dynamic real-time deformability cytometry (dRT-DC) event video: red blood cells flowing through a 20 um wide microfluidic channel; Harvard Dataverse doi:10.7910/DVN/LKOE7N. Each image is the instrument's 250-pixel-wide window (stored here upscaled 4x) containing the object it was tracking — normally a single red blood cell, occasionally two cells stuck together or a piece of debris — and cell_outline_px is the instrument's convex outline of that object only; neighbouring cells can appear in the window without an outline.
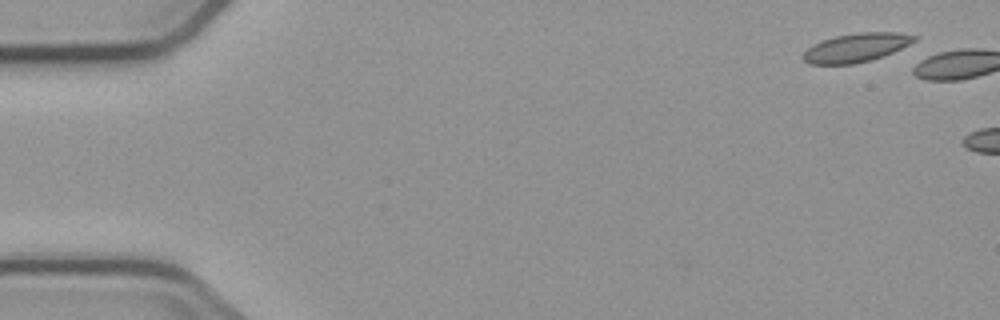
{"species": "common noctule bat (a hibernating species)", "species_latin": "Nyctalus noctula", "temperature_condition": "cold", "stored_images_in_passage": 2, "camera_frame_rate_fps": 3000, "um_per_image_px": 0.085, "animal": {"sex": "male", "body_mass_g": 23.1, "forearm_length_mm": 52.7}, "frame": {"image": 1, "passage_image": 2, "time_ms": 1.333, "image_size_px": [1000, 320], "cell_outline_px": [[920, 36], [916, 40], [884, 56], [872, 60], [852, 64], [808, 64], [804, 60], [804, 52], [812, 44], [836, 36], [860, 32], [900, 32]], "centroid_in_image_um": [72.8, 4.04], "position_along_channel_um": 12.2, "area_um2": 18.55}}